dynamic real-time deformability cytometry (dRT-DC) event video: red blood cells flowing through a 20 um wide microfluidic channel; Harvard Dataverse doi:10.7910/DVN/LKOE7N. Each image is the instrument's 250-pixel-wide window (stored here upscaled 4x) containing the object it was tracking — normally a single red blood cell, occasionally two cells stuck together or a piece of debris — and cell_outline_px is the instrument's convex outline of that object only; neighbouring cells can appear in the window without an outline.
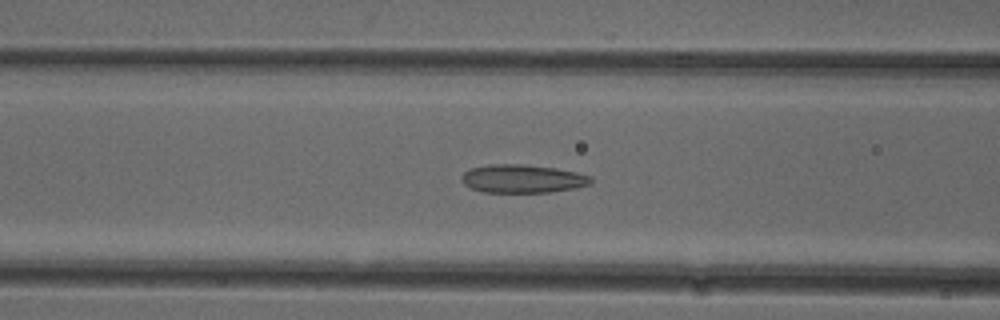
{"species": "common noctule bat (a hibernating species)", "species_latin": "Nyctalus noctula", "temperature_condition": "cold", "stored_images_in_passage": 53, "camera_frame_rate_fps": 3000, "um_per_image_px": 0.085, "animal": {"sex": "female"}, "frame": {"image": 1, "passage_image": 21, "time_ms": 6.667, "image_size_px": [1000, 320], "cell_outline_px": [[592, 184], [576, 188], [548, 192], [484, 192], [472, 188], [464, 184], [460, 180], [460, 176], [464, 172], [472, 168], [488, 164], [524, 164], [556, 168], [576, 172], [592, 176]], "centroid_in_image_um": [44.42, 15.18], "position_along_channel_um": 122.2, "area_um2": 21.44}}
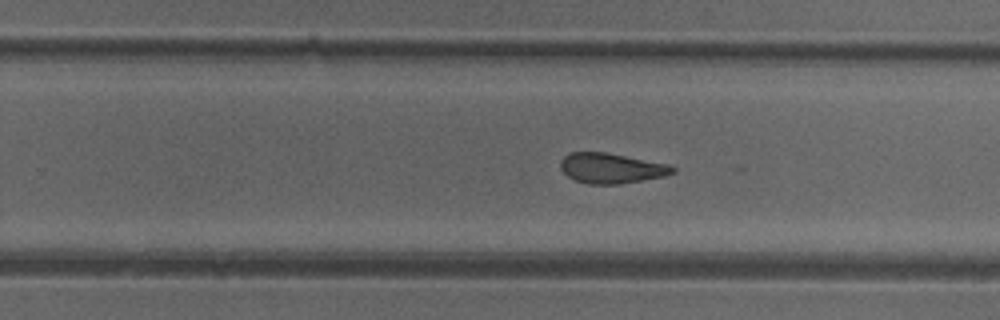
{"frame": {"image": 2, "passage_image": 33, "time_ms": 10.667, "image_size_px": [1000, 320], "cell_outline_px": [[676, 172], [664, 176], [620, 184], [588, 184], [576, 180], [568, 176], [560, 168], [560, 160], [568, 152], [608, 152], [668, 164], [676, 168]], "centroid_in_image_um": [51.96, 14.29], "position_along_channel_um": 277.8, "area_um2": 19.83}}
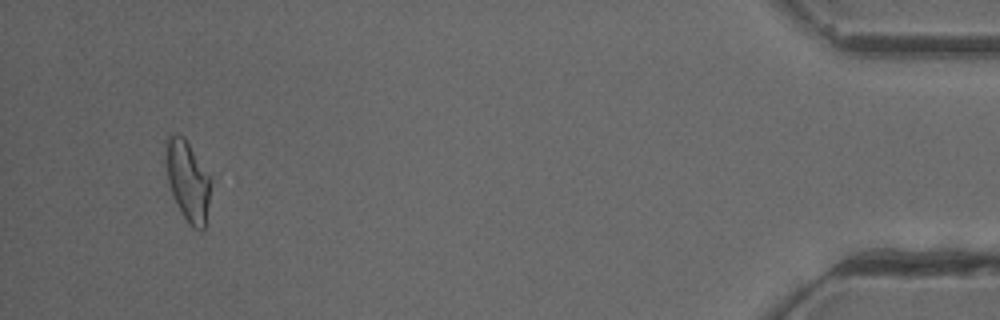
{"frame": {"image": 3, "passage_image": 50, "time_ms": 16.333, "image_size_px": [1000, 320], "cell_outline_px": [[208, 204], [204, 228], [200, 232], [192, 228], [188, 224], [168, 184], [168, 136], [184, 136], [208, 176]], "centroid_in_image_um": [15.97, 15.46], "position_along_channel_um": 419.2, "area_um2": 19.42}, "authors_computed_cell_mechanics": {"area_um2": 21.0392, "velocity_mm_per_s": 3.8924, "shape_relaxation_time_tau1_ms": null, "shape_relaxation_time_tau2_ms": 2.5678, "deformation_change_tau1": null, "deformation_change_tau2": 0.0968}}